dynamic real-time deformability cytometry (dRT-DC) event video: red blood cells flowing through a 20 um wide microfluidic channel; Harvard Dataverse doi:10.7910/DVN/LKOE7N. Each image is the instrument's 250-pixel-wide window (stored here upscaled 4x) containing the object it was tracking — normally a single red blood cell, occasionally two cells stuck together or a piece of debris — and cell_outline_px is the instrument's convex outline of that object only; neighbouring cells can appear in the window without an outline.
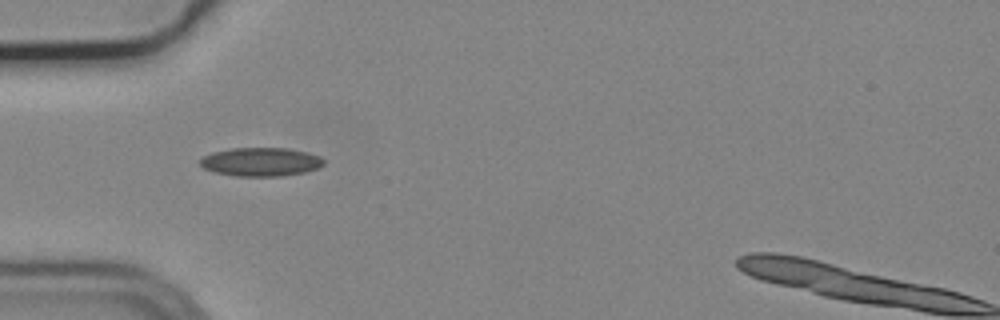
{"species": "common noctule bat (a hibernating species)", "species_latin": "Nyctalus noctula", "temperature_condition": "cold", "stored_images_in_passage": 2, "camera_frame_rate_fps": 3000, "um_per_image_px": 0.085, "animal": {"sex": "male", "body_mass_g": 19.2, "forearm_length_mm": 51.8}, "frame": {"image": 1, "passage_image": 1, "time_ms": 0.0, "image_size_px": [1000, 320], "cell_outline_px": [[324, 164], [316, 168], [304, 172], [280, 176], [236, 176], [216, 172], [204, 168], [200, 164], [200, 160], [204, 156], [212, 152], [232, 148], [288, 148], [320, 156], [324, 160]], "centroid_in_image_um": [22.16, 13.75], "position_along_channel_um": 62.8, "area_um2": 20.4}}
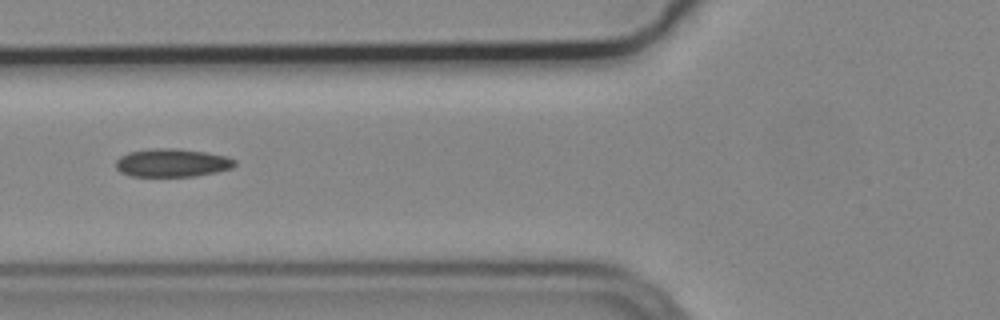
{"frame": {"image": 2, "passage_image": 2, "time_ms": 0.333, "image_size_px": [1000, 320], "cell_outline_px": [[236, 164], [232, 168], [216, 172], [196, 176], [132, 176], [120, 172], [116, 168], [116, 160], [120, 156], [128, 152], [148, 148], [180, 148], [208, 152], [228, 156], [236, 160]], "centroid_in_image_um": [14.65, 13.82], "position_along_channel_um": 111.2, "area_um2": 19.88}}